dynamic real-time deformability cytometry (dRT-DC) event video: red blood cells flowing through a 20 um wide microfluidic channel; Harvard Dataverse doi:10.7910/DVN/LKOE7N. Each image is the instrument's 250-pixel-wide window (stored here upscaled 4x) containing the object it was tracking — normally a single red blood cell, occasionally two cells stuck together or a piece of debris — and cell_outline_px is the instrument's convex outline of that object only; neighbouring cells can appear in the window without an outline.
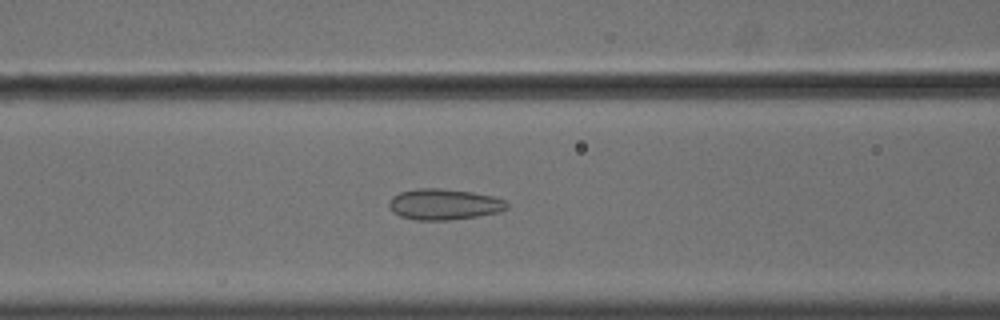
{"species": "common noctule bat (a hibernating species)", "species_latin": "Nyctalus noctula", "temperature_condition": "cold", "stored_images_in_passage": 55, "camera_frame_rate_fps": 3000, "um_per_image_px": 0.085, "animal": {"sex": "male", "body_mass_g": 18.8}, "frame": {"image": 1, "passage_image": 23, "time_ms": 7.333, "image_size_px": [1000, 320], "cell_outline_px": [[508, 208], [500, 212], [476, 216], [448, 220], [416, 220], [400, 216], [392, 212], [388, 204], [392, 196], [400, 192], [416, 188], [440, 188], [472, 192], [492, 196], [508, 200]], "centroid_in_image_um": [37.75, 17.36], "position_along_channel_um": 128.9, "area_um2": 21.39}}
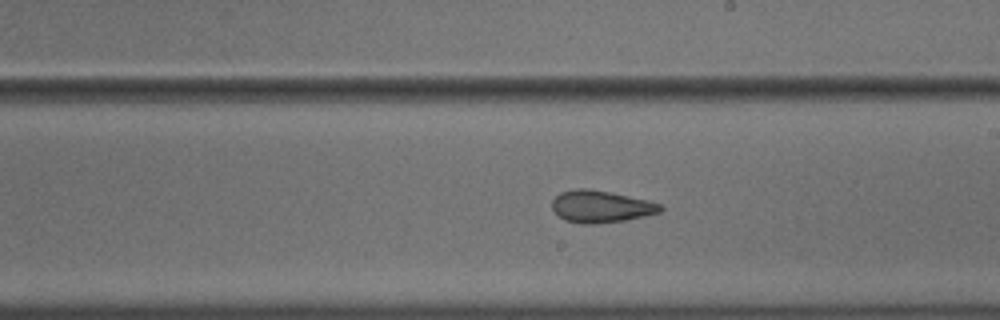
{"frame": {"image": 2, "passage_image": 32, "time_ms": 10.333, "image_size_px": [1000, 320], "cell_outline_px": [[664, 208], [660, 212], [644, 216], [624, 220], [596, 224], [580, 224], [564, 220], [552, 208], [552, 200], [560, 192], [576, 188], [588, 188], [612, 192], [648, 200], [660, 204]], "centroid_in_image_um": [51.07, 17.55], "position_along_channel_um": 237.9, "area_um2": 20.35}}
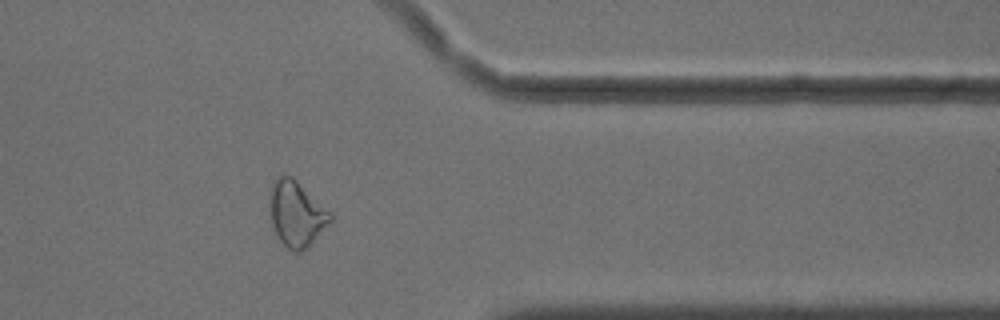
{"frame": {"image": 3, "passage_image": 45, "time_ms": 14.667, "image_size_px": [1000, 320], "cell_outline_px": [[332, 220], [308, 248], [300, 252], [292, 252], [280, 240], [272, 224], [268, 204], [272, 188], [276, 176], [280, 172], [284, 172], [292, 176], [332, 212]], "centroid_in_image_um": [25.2, 18.14], "position_along_channel_um": 386.2, "area_um2": 23.47}, "authors_computed_cell_mechanics": {"area_um2": 23.409, "velocity_mm_per_s": 3.6286, "shape_relaxation_time_tau1_ms": null, "shape_relaxation_time_tau2_ms": 2.8306, "deformation_change_tau1": null, "deformation_change_tau2": 0.0972}}